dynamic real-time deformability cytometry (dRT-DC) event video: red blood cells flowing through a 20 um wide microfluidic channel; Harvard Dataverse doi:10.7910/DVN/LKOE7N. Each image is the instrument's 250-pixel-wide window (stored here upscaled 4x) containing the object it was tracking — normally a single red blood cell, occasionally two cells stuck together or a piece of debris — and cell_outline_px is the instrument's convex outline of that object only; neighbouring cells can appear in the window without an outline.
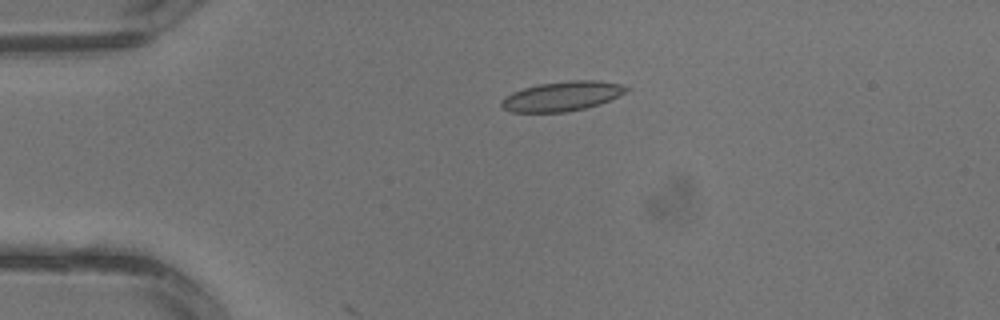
{"species": "common noctule bat (a hibernating species)", "species_latin": "Nyctalus noctula", "temperature_condition": "warm", "stored_images_in_passage": 2, "camera_frame_rate_fps": 3000, "um_per_image_px": 0.085, "animal": {"sex": "male", "body_mass_g": 13.3}, "frame": {"image": 1, "passage_image": 1, "time_ms": 0.0, "image_size_px": [1000, 320], "cell_outline_px": [[632, 88], [600, 104], [584, 108], [564, 112], [512, 112], [504, 108], [500, 104], [500, 100], [504, 96], [512, 92], [524, 88], [540, 84], [568, 80], [596, 80], [620, 84]], "centroid_in_image_um": [47.74, 8.17], "position_along_channel_um": 37.3, "area_um2": 21.39}}